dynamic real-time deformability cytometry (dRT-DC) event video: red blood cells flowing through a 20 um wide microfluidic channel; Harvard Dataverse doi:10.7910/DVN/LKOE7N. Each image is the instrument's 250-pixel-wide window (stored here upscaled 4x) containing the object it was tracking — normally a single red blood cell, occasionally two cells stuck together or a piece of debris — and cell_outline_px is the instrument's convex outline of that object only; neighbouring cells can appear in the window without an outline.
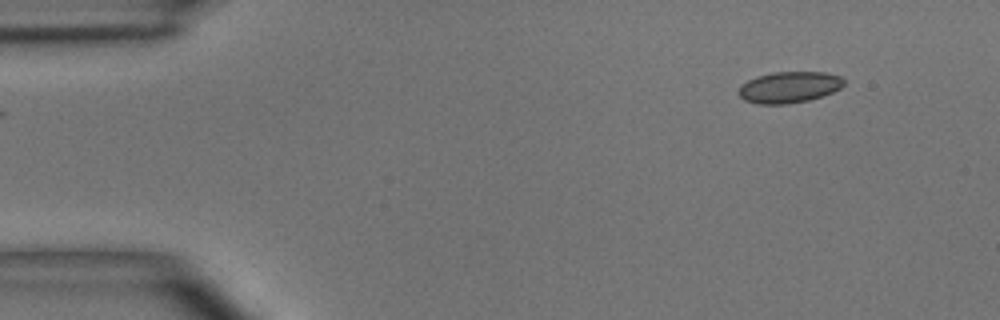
{"species": "common noctule bat (a hibernating species)", "species_latin": "Nyctalus noctula", "temperature_condition": "room temperature", "stored_images_in_passage": 44, "camera_frame_rate_fps": 3000, "um_per_image_px": 0.085, "animal": {"sex": "male", "body_mass_g": 15.6}, "frame": {"image": 1, "passage_image": 1, "time_ms": 0.0, "image_size_px": [1000, 320], "cell_outline_px": [[844, 84], [840, 88], [832, 92], [808, 100], [788, 104], [756, 104], [744, 100], [736, 92], [740, 84], [756, 76], [772, 72], [824, 72], [840, 76], [844, 80]], "centroid_in_image_um": [67.02, 7.41], "position_along_channel_um": 18.0, "area_um2": 19.31}}
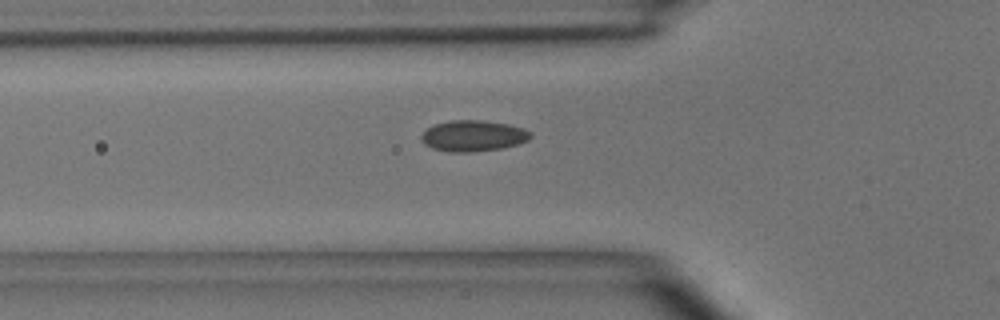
{"frame": {"image": 2, "passage_image": 13, "time_ms": 4.0, "image_size_px": [1000, 320], "cell_outline_px": [[532, 136], [528, 140], [516, 144], [500, 148], [468, 152], [448, 152], [432, 148], [424, 144], [420, 140], [420, 136], [428, 128], [436, 124], [452, 120], [484, 120], [508, 124], [524, 128], [532, 132]], "centroid_in_image_um": [40.22, 11.54], "position_along_channel_um": 85.6, "area_um2": 19.71}}
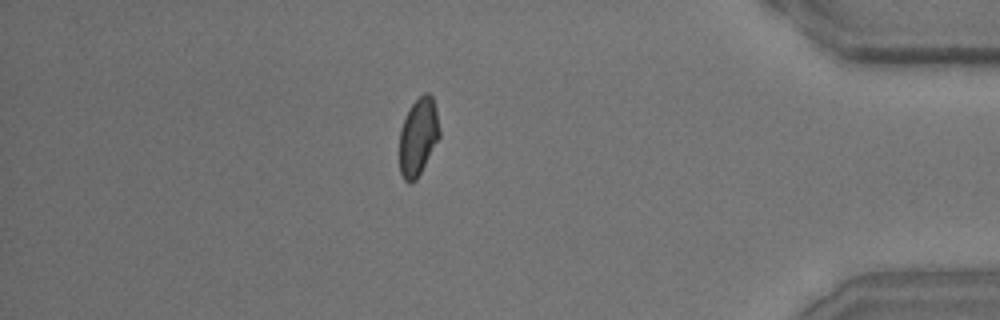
{"frame": {"image": 3, "passage_image": 40, "time_ms": 13.0, "image_size_px": [1000, 320], "cell_outline_px": [[440, 136], [416, 180], [408, 184], [404, 180], [400, 172], [400, 128], [408, 108], [424, 92], [428, 92], [432, 96], [436, 108], [440, 128]], "centroid_in_image_um": [35.55, 11.6], "position_along_channel_um": 399.7, "area_um2": 18.15}}